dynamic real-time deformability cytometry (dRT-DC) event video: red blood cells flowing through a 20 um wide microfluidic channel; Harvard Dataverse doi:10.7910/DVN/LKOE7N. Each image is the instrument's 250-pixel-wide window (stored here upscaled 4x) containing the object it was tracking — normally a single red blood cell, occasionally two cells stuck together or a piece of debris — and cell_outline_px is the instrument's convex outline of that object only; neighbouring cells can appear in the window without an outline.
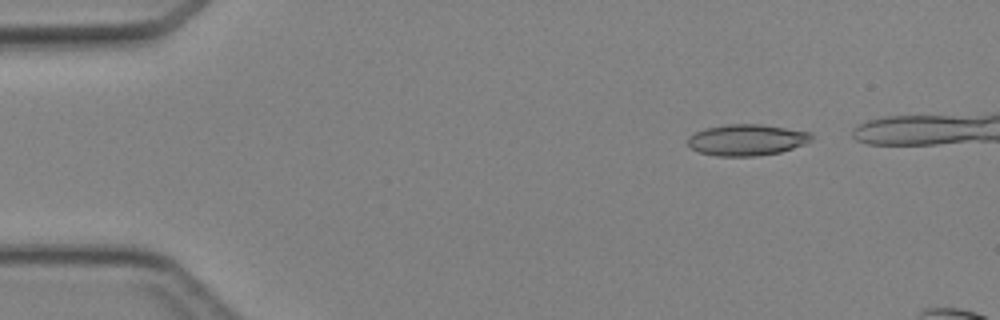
{"species": "Egyptian fruit bat (a non-hibernating species)", "species_latin": "Rousettus aegyptiacus", "temperature_condition": "cold", "stored_images_in_passage": 3, "camera_frame_rate_fps": 3000, "um_per_image_px": 0.085, "animal": {"sex": "female"}, "frame": {"image": 1, "passage_image": 1, "time_ms": 0.0, "image_size_px": [1000, 320], "cell_outline_px": [[812, 140], [804, 144], [780, 152], [756, 156], [716, 156], [700, 152], [692, 148], [688, 144], [688, 136], [704, 128], [728, 124], [760, 124], [812, 132]], "centroid_in_image_um": [63.48, 11.89], "position_along_channel_um": 21.5, "area_um2": 22.48}}